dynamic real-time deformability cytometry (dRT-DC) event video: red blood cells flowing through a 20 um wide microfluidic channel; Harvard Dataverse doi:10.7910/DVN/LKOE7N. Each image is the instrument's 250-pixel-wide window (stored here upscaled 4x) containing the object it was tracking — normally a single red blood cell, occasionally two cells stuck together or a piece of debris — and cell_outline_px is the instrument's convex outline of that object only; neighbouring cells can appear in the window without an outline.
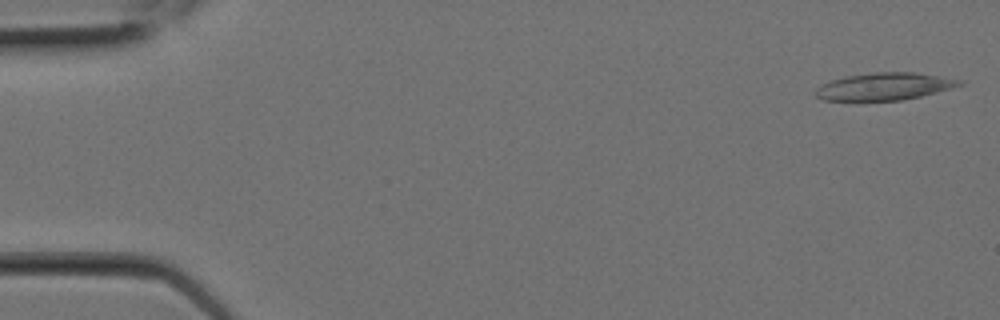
{"species": "Egyptian fruit bat (a non-hibernating species)", "species_latin": "Rousettus aegyptiacus", "temperature_condition": "room temperature", "stored_images_in_passage": 7, "camera_frame_rate_fps": 3000, "um_per_image_px": 0.085, "animal": {"sex": "female"}, "frame": {"image": 1, "passage_image": 1, "time_ms": 0.0, "image_size_px": [1000, 320], "cell_outline_px": [[964, 84], [952, 88], [920, 96], [900, 100], [824, 100], [816, 96], [812, 92], [820, 84], [832, 80], [848, 76], [876, 72], [916, 72], [964, 80]], "centroid_in_image_um": [75.18, 7.34], "position_along_channel_um": 9.8, "area_um2": 22.83}}
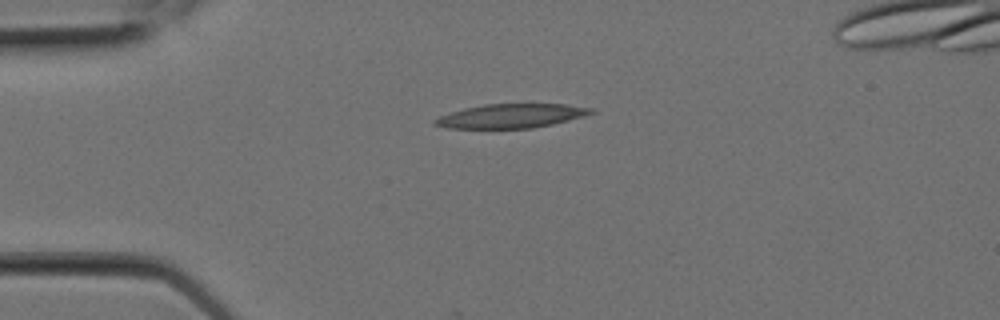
{"frame": {"image": 2, "passage_image": 5, "time_ms": 1.333, "image_size_px": [1000, 320], "cell_outline_px": [[596, 112], [584, 116], [552, 124], [532, 128], [444, 128], [432, 124], [432, 120], [440, 116], [464, 108], [484, 104], [564, 104], [592, 108]], "centroid_in_image_um": [43.42, 9.85], "position_along_channel_um": 41.6, "area_um2": 21.85}}